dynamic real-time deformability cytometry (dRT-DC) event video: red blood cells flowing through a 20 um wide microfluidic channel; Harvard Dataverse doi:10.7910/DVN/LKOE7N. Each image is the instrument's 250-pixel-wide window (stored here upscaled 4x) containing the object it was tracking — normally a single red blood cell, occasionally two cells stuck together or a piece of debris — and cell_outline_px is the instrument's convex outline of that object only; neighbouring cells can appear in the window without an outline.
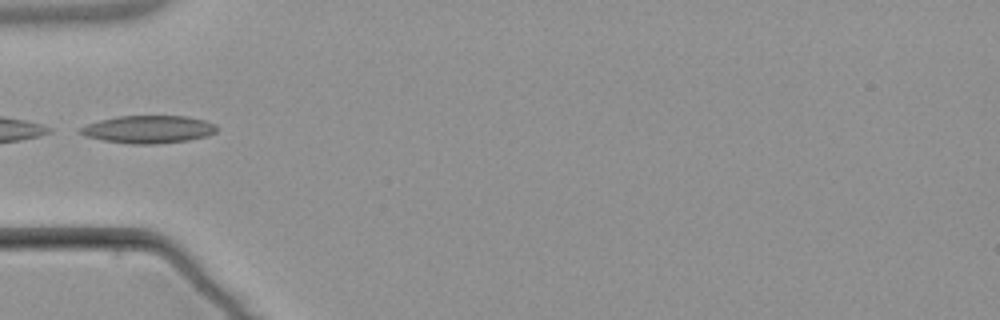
{"species": "common noctule bat (a hibernating species)", "species_latin": "Nyctalus noctula", "temperature_condition": "warm", "stored_images_in_passage": 2, "camera_frame_rate_fps": 3000, "um_per_image_px": 0.085, "animal": {"sex": "male", "body_mass_g": 21.5, "forearm_length_mm": 52.0}, "frame": {"image": 1, "passage_image": 1, "time_ms": 0.0, "image_size_px": [1000, 320], "cell_outline_px": [[216, 132], [208, 136], [188, 140], [156, 144], [128, 144], [104, 140], [84, 136], [76, 132], [80, 128], [88, 124], [100, 120], [116, 116], [188, 116], [204, 120], [216, 124]], "centroid_in_image_um": [12.61, 11.0], "position_along_channel_um": 72.4, "area_um2": 22.14}}
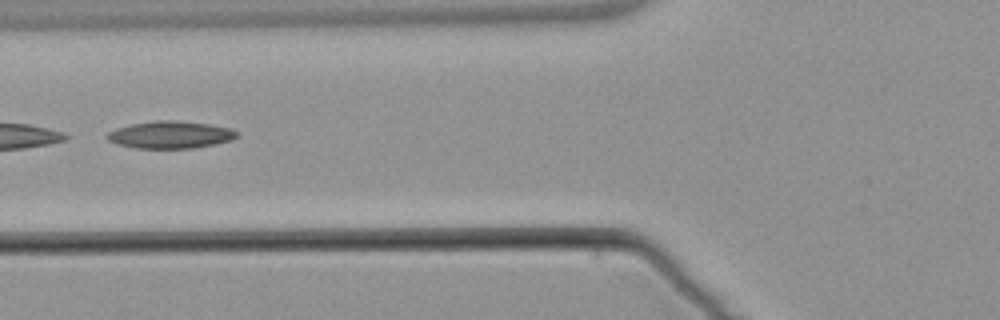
{"frame": {"image": 2, "passage_image": 2, "time_ms": 1.0, "image_size_px": [1000, 320], "cell_outline_px": [[240, 136], [232, 140], [192, 148], [136, 148], [116, 144], [108, 140], [104, 136], [108, 132], [116, 128], [132, 124], [152, 120], [180, 120], [208, 124], [232, 128]], "centroid_in_image_um": [14.46, 11.44], "position_along_channel_um": 111.3, "area_um2": 20.75}}